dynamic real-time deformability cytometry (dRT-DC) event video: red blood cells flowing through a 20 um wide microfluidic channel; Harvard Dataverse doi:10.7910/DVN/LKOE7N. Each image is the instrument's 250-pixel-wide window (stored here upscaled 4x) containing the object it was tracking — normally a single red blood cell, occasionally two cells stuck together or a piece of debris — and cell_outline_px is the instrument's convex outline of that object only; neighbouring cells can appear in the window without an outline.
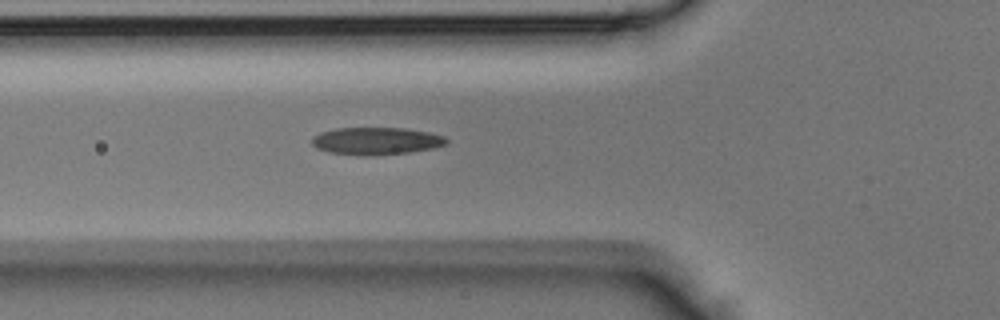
{"species": "Egyptian fruit bat (a non-hibernating species)", "species_latin": "Rousettus aegyptiacus", "temperature_condition": "room temperature", "stored_images_in_passage": 28, "camera_frame_rate_fps": 3000, "um_per_image_px": 0.085, "animal": {"sex": "male"}, "frame": {"image": 1, "passage_image": 2, "time_ms": 0.333, "image_size_px": [1000, 320], "cell_outline_px": [[448, 144], [436, 148], [408, 152], [368, 156], [360, 156], [328, 152], [316, 148], [312, 144], [312, 136], [320, 132], [336, 128], [404, 128], [428, 132], [444, 136], [448, 140]], "centroid_in_image_um": [31.97, 11.99], "position_along_channel_um": 93.8, "area_um2": 21.68}}
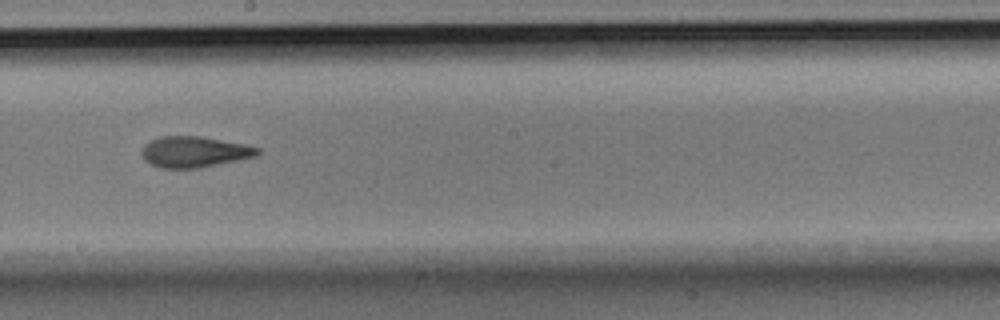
{"frame": {"image": 2, "passage_image": 11, "time_ms": 3.333, "image_size_px": [1000, 320], "cell_outline_px": [[260, 152], [256, 156], [200, 168], [160, 168], [144, 160], [140, 152], [144, 144], [148, 140], [160, 136], [200, 136], [244, 144], [260, 148]], "centroid_in_image_um": [16.47, 12.9], "position_along_channel_um": 231.7, "area_um2": 20.98}}
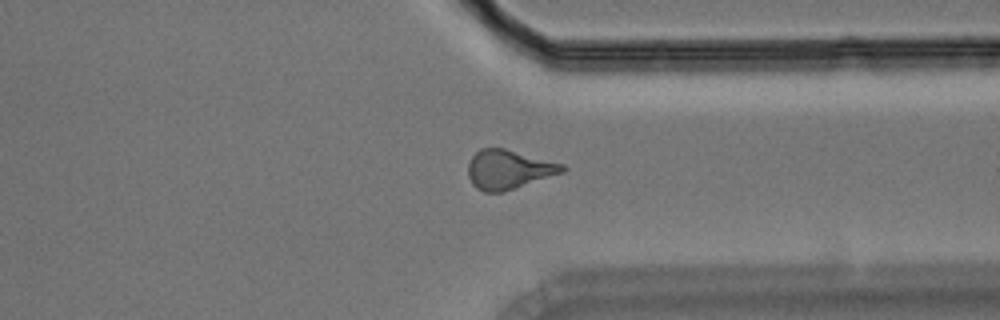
{"frame": {"image": 3, "passage_image": 20, "time_ms": 6.333, "image_size_px": [1000, 320], "cell_outline_px": [[568, 168], [564, 172], [504, 192], [484, 192], [476, 188], [472, 184], [468, 176], [468, 164], [472, 156], [480, 148], [504, 148], [564, 164]], "centroid_in_image_um": [43.23, 14.41], "position_along_channel_um": 368.2, "area_um2": 21.62}}